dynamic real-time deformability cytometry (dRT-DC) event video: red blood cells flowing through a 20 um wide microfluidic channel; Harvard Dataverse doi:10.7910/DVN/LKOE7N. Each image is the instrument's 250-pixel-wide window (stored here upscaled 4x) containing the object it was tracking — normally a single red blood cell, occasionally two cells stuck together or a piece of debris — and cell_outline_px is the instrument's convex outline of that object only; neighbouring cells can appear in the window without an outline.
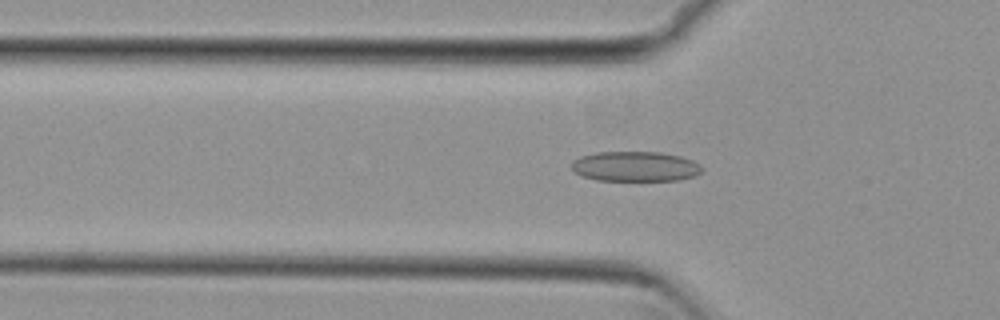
{"species": "common noctule bat (a hibernating species)", "species_latin": "Nyctalus noctula", "temperature_condition": "cold", "stored_images_in_passage": 53, "camera_frame_rate_fps": 3000, "um_per_image_px": 0.085, "animal": {"sex": "female", "body_mass_g": 29.2, "forearm_length_mm": 56.3}, "frame": {"image": 1, "passage_image": 17, "time_ms": 5.333, "image_size_px": [1000, 320], "cell_outline_px": [[704, 168], [696, 176], [680, 180], [596, 180], [584, 176], [576, 172], [572, 168], [572, 160], [580, 156], [596, 152], [660, 152], [680, 156], [692, 160], [700, 164]], "centroid_in_image_um": [54.03, 14.14], "position_along_channel_um": 71.8, "area_um2": 22.83}}
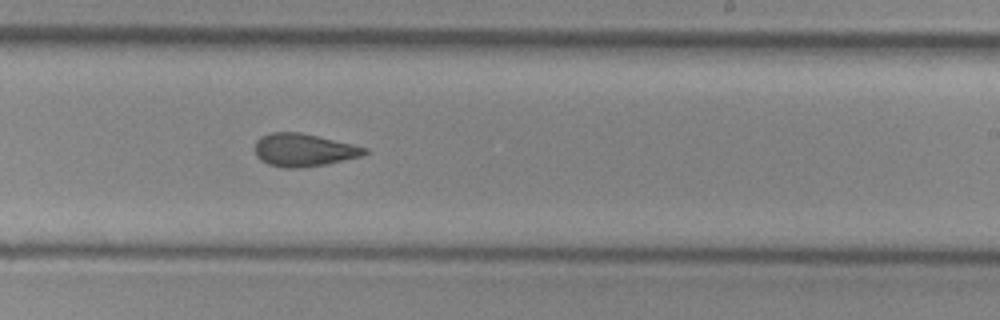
{"frame": {"image": 2, "passage_image": 32, "time_ms": 10.333, "image_size_px": [1000, 320], "cell_outline_px": [[368, 152], [360, 156], [324, 164], [304, 168], [284, 168], [268, 164], [260, 160], [256, 156], [256, 140], [260, 136], [272, 132], [300, 132], [352, 144], [368, 148]], "centroid_in_image_um": [25.78, 12.75], "position_along_channel_um": 263.2, "area_um2": 20.87}}
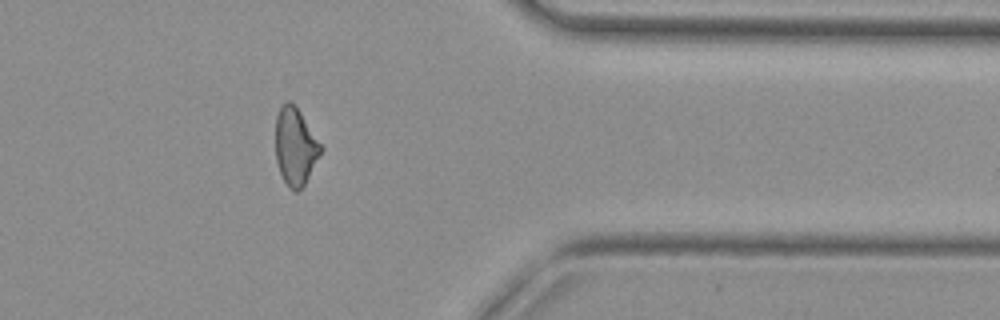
{"frame": {"image": 3, "passage_image": 43, "time_ms": 14.0, "image_size_px": [1000, 320], "cell_outline_px": [[324, 148], [304, 184], [296, 192], [288, 188], [280, 172], [276, 160], [276, 116], [280, 104], [288, 100], [300, 112]], "centroid_in_image_um": [25.09, 12.44], "position_along_channel_um": 386.3, "area_um2": 20.23}, "authors_computed_cell_mechanics": {"area_um2": 21.4438, "velocity_mm_per_s": 3.8131, "shape_relaxation_time_tau1_ms": null, "shape_relaxation_time_tau2_ms": 3.2116, "deformation_change_tau1": null, "deformation_change_tau2": 0.1077}}